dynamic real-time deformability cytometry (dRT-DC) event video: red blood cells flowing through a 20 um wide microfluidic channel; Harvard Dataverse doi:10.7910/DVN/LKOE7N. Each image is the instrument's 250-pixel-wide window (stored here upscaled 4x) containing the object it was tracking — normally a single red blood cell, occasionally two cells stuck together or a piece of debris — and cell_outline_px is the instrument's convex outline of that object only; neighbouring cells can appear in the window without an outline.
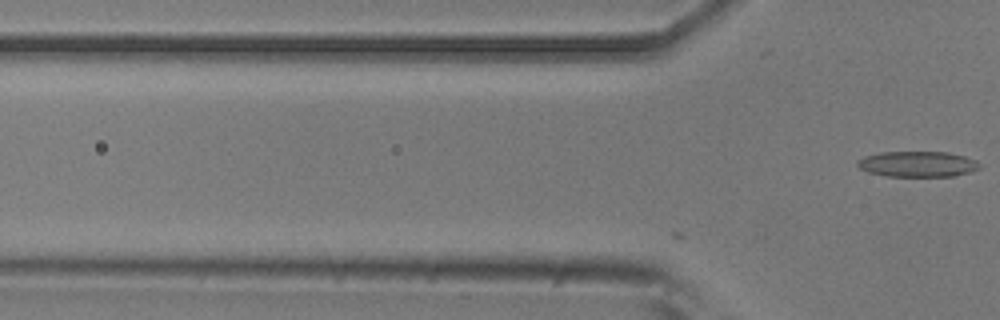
{"species": "common noctule bat (a hibernating species)", "species_latin": "Nyctalus noctula", "temperature_condition": "room temperature", "stored_images_in_passage": 13, "camera_frame_rate_fps": 3000, "um_per_image_px": 0.085, "animal": {"sex": "male", "body_mass_g": 20.5, "forearm_length_mm": 52.5}, "frame": {"image": 1, "passage_image": 13, "time_ms": 4.0, "image_size_px": [1000, 320], "cell_outline_px": [[980, 168], [968, 172], [952, 176], [888, 176], [868, 172], [860, 168], [856, 164], [856, 160], [864, 156], [880, 152], [948, 152], [964, 156], [976, 160], [980, 164]], "centroid_in_image_um": [77.97, 13.94], "position_along_channel_um": 47.8, "area_um2": 18.21}}